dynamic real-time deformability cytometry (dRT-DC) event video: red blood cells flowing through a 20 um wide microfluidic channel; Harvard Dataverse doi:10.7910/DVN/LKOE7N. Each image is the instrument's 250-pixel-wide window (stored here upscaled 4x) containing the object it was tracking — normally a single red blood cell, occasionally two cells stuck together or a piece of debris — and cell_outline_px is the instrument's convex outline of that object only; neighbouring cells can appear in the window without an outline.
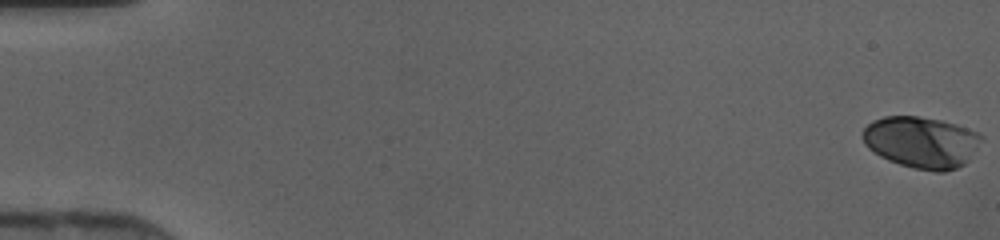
{"species": "human", "species_latin": "Homo sapiens", "temperature_condition": "cold", "stored_images_in_passage": 47, "camera_frame_rate_fps": 3000, "um_per_image_px": 0.085, "donor": {"sex": "female"}, "frame": {"image": 1, "passage_image": 1, "time_ms": 0.0, "image_size_px": [1000, 240], "cell_outline_px": [[984, 140], [968, 160], [964, 164], [956, 168], [944, 172], [936, 172], [912, 168], [888, 160], [880, 156], [868, 148], [864, 144], [864, 128], [872, 120], [884, 116], [916, 116], [940, 120], [956, 124], [980, 132], [984, 136]], "centroid_in_image_um": [78.36, 12.09], "position_along_channel_um": 6.6, "area_um2": 35.89}}
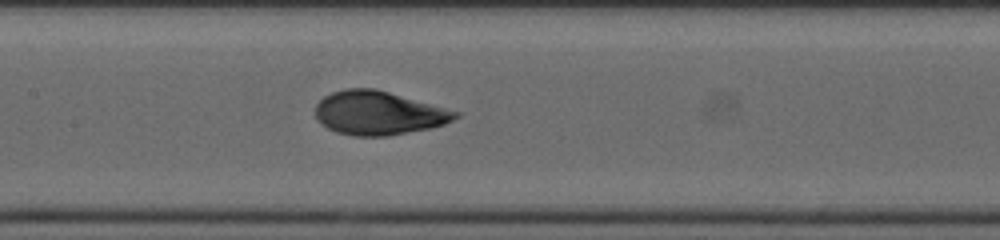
{"frame": {"image": 2, "passage_image": 24, "time_ms": 7.667, "image_size_px": [1000, 240], "cell_outline_px": [[460, 116], [444, 124], [432, 128], [388, 136], [352, 136], [336, 132], [328, 128], [316, 116], [316, 104], [324, 96], [332, 92], [344, 88], [376, 88], [460, 112]], "centroid_in_image_um": [32.19, 9.6], "position_along_channel_um": 175.2, "area_um2": 35.66}}
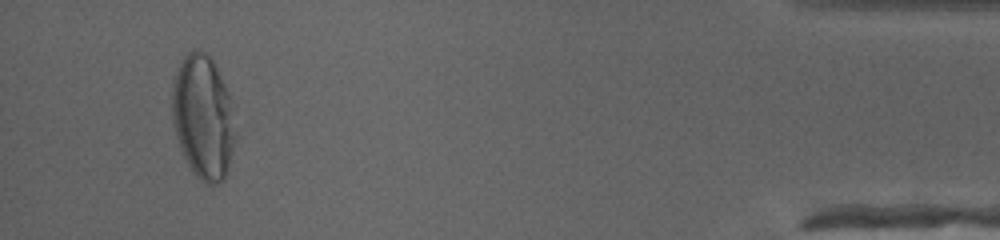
{"frame": {"image": 3, "passage_image": 45, "time_ms": 14.667, "image_size_px": [1000, 240], "cell_outline_px": [[232, 148], [228, 172], [216, 184], [204, 184], [192, 172], [180, 148], [172, 124], [172, 84], [180, 60], [192, 48], [196, 48], [204, 52], [212, 60], [228, 92], [232, 132]], "centroid_in_image_um": [17.19, 9.94], "position_along_channel_um": 418.0, "area_um2": 44.8}}